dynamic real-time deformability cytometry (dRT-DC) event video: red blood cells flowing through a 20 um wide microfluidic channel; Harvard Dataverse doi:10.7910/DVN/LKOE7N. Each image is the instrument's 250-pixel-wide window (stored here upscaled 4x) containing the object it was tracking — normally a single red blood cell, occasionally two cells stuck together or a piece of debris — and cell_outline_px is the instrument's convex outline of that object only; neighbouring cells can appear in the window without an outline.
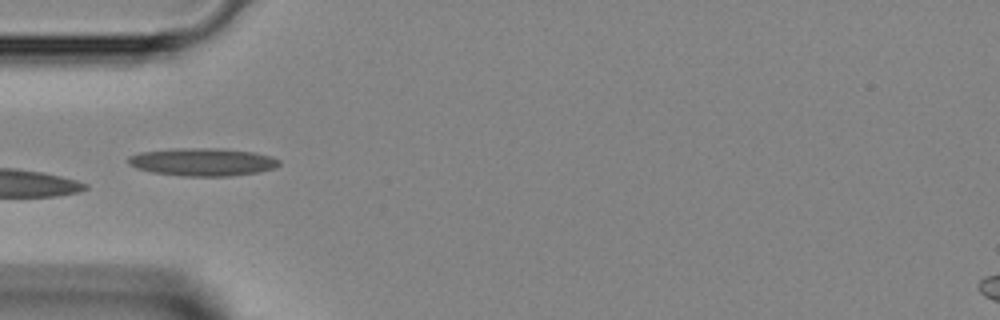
{"species": "Egyptian fruit bat (a non-hibernating species)", "species_latin": "Rousettus aegyptiacus", "temperature_condition": "room temperature", "stored_images_in_passage": 31, "camera_frame_rate_fps": 3000, "um_per_image_px": 0.085, "animal": {"sex": "female"}, "frame": {"image": 1, "passage_image": 1, "time_ms": 0.0, "image_size_px": [1000, 320], "cell_outline_px": [[280, 164], [276, 168], [260, 172], [228, 176], [184, 176], [152, 172], [136, 168], [128, 164], [128, 156], [140, 152], [172, 148], [216, 148], [252, 152], [272, 156], [280, 160]], "centroid_in_image_um": [17.22, 13.76], "position_along_channel_um": 67.8, "area_um2": 24.62}}